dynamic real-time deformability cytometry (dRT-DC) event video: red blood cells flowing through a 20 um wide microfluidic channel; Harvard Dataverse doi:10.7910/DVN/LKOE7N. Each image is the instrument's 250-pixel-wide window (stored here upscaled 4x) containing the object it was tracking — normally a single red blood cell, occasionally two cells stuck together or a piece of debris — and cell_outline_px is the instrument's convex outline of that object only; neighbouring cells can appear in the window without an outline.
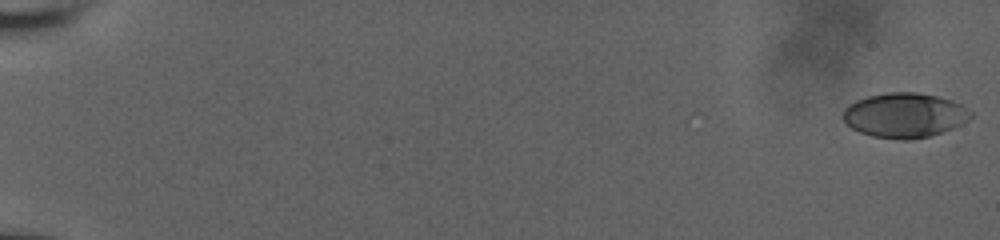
{"species": "human", "species_latin": "Homo sapiens", "temperature_condition": "room temperature", "stored_images_in_passage": 16, "camera_frame_rate_fps": 3000, "um_per_image_px": 0.085, "donor": {"sex": "male"}, "frame": {"image": 1, "passage_image": 1, "time_ms": 0.0, "image_size_px": [1000, 240], "cell_outline_px": [[972, 116], [968, 120], [952, 128], [928, 136], [908, 140], [896, 140], [872, 136], [860, 132], [852, 128], [844, 120], [844, 108], [848, 104], [856, 100], [868, 96], [884, 92], [916, 92], [936, 96], [952, 100], [960, 104], [972, 112]], "centroid_in_image_um": [76.87, 9.79], "position_along_channel_um": 8.1, "area_um2": 33.18}}
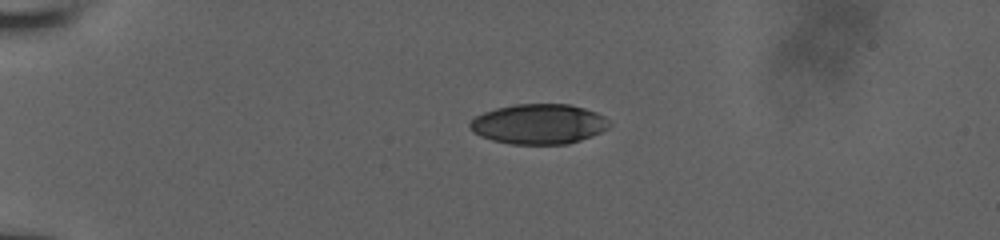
{"frame": {"image": 2, "passage_image": 10, "time_ms": 5.0, "image_size_px": [1000, 240], "cell_outline_px": [[612, 124], [608, 128], [600, 132], [580, 140], [568, 144], [512, 144], [492, 140], [480, 136], [472, 132], [468, 124], [476, 116], [484, 112], [496, 108], [512, 104], [568, 104], [584, 108], [596, 112], [604, 116]], "centroid_in_image_um": [45.78, 10.54], "position_along_channel_um": 39.2, "area_um2": 32.6}}